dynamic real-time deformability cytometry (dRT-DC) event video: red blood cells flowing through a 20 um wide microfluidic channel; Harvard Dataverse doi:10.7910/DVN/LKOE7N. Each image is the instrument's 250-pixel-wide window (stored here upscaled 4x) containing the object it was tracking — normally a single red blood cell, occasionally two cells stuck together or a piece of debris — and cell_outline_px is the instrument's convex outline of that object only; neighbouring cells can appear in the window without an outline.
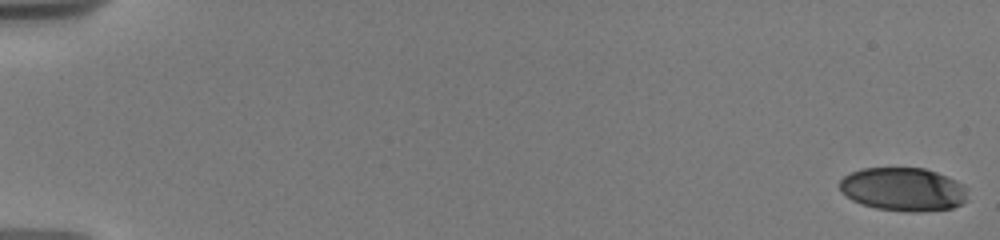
{"species": "human", "species_latin": "Homo sapiens", "temperature_condition": "warm", "stored_images_in_passage": 6, "camera_frame_rate_fps": 3000, "um_per_image_px": 0.085, "donor": {"sex": "male"}, "frame": {"image": 1, "passage_image": 1, "time_ms": 0.0, "image_size_px": [1000, 240], "cell_outline_px": [[968, 200], [952, 208], [924, 212], [904, 212], [876, 208], [860, 204], [852, 200], [840, 192], [836, 184], [844, 176], [852, 172], [864, 168], [924, 168], [948, 176], [964, 184]], "centroid_in_image_um": [76.75, 16.1], "position_along_channel_um": 8.2, "area_um2": 32.89}}
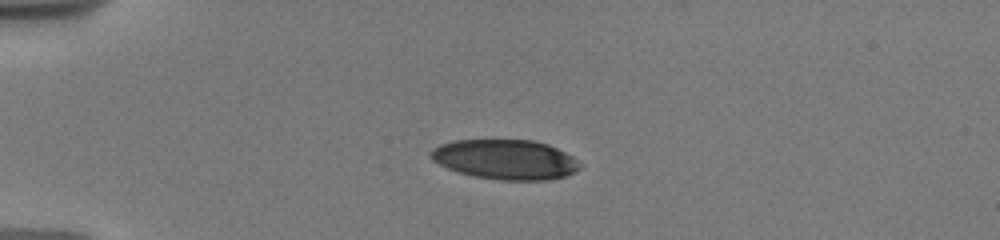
{"frame": {"image": 2, "passage_image": 5, "time_ms": 4.667, "image_size_px": [1000, 240], "cell_outline_px": [[584, 164], [580, 168], [564, 176], [544, 180], [500, 180], [476, 176], [460, 172], [448, 168], [432, 160], [428, 156], [432, 148], [440, 144], [452, 140], [532, 140], [548, 144], [572, 156]], "centroid_in_image_um": [42.94, 13.54], "position_along_channel_um": 42.1, "area_um2": 34.51}}